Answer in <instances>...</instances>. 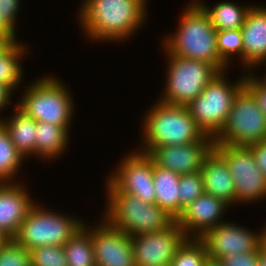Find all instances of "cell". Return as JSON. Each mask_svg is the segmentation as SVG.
I'll use <instances>...</instances> for the list:
<instances>
[{
    "label": "cell",
    "instance_id": "7a4b0ae2",
    "mask_svg": "<svg viewBox=\"0 0 266 266\" xmlns=\"http://www.w3.org/2000/svg\"><path fill=\"white\" fill-rule=\"evenodd\" d=\"M183 9L175 33H168L160 44L171 55L205 61L219 72L228 71L229 66L218 53L217 30L211 24L209 15L195 0Z\"/></svg>",
    "mask_w": 266,
    "mask_h": 266
},
{
    "label": "cell",
    "instance_id": "5b68a950",
    "mask_svg": "<svg viewBox=\"0 0 266 266\" xmlns=\"http://www.w3.org/2000/svg\"><path fill=\"white\" fill-rule=\"evenodd\" d=\"M106 210L103 217L116 229L137 236L159 232L176 219L156 203L149 204L124 192H105Z\"/></svg>",
    "mask_w": 266,
    "mask_h": 266
},
{
    "label": "cell",
    "instance_id": "8d00e7d4",
    "mask_svg": "<svg viewBox=\"0 0 266 266\" xmlns=\"http://www.w3.org/2000/svg\"><path fill=\"white\" fill-rule=\"evenodd\" d=\"M12 92L13 91L9 89L8 87L0 85V112L3 113V111L7 109L9 104H11L10 102H13L12 96L14 95V93ZM0 120H1V117H0Z\"/></svg>",
    "mask_w": 266,
    "mask_h": 266
},
{
    "label": "cell",
    "instance_id": "1f68e13d",
    "mask_svg": "<svg viewBox=\"0 0 266 266\" xmlns=\"http://www.w3.org/2000/svg\"><path fill=\"white\" fill-rule=\"evenodd\" d=\"M244 88L252 95L259 109L266 116V81L258 74L244 73Z\"/></svg>",
    "mask_w": 266,
    "mask_h": 266
},
{
    "label": "cell",
    "instance_id": "30bf717a",
    "mask_svg": "<svg viewBox=\"0 0 266 266\" xmlns=\"http://www.w3.org/2000/svg\"><path fill=\"white\" fill-rule=\"evenodd\" d=\"M234 178L236 204L257 203L266 199V177L257 166L249 146L214 144Z\"/></svg>",
    "mask_w": 266,
    "mask_h": 266
},
{
    "label": "cell",
    "instance_id": "7c38bea8",
    "mask_svg": "<svg viewBox=\"0 0 266 266\" xmlns=\"http://www.w3.org/2000/svg\"><path fill=\"white\" fill-rule=\"evenodd\" d=\"M187 238L176 221L162 231L131 236L135 266H170Z\"/></svg>",
    "mask_w": 266,
    "mask_h": 266
},
{
    "label": "cell",
    "instance_id": "e575fe53",
    "mask_svg": "<svg viewBox=\"0 0 266 266\" xmlns=\"http://www.w3.org/2000/svg\"><path fill=\"white\" fill-rule=\"evenodd\" d=\"M257 166L266 177V140L249 145Z\"/></svg>",
    "mask_w": 266,
    "mask_h": 266
},
{
    "label": "cell",
    "instance_id": "74e56055",
    "mask_svg": "<svg viewBox=\"0 0 266 266\" xmlns=\"http://www.w3.org/2000/svg\"><path fill=\"white\" fill-rule=\"evenodd\" d=\"M259 266H266V247L263 244L259 248Z\"/></svg>",
    "mask_w": 266,
    "mask_h": 266
},
{
    "label": "cell",
    "instance_id": "cb8c5ba5",
    "mask_svg": "<svg viewBox=\"0 0 266 266\" xmlns=\"http://www.w3.org/2000/svg\"><path fill=\"white\" fill-rule=\"evenodd\" d=\"M209 15L211 24L216 30L241 29L245 22L246 15L252 4L239 5L234 1H220L209 7L200 0H195Z\"/></svg>",
    "mask_w": 266,
    "mask_h": 266
},
{
    "label": "cell",
    "instance_id": "d590c367",
    "mask_svg": "<svg viewBox=\"0 0 266 266\" xmlns=\"http://www.w3.org/2000/svg\"><path fill=\"white\" fill-rule=\"evenodd\" d=\"M17 30H14L3 18L0 12V36H2L7 42H14L18 38Z\"/></svg>",
    "mask_w": 266,
    "mask_h": 266
},
{
    "label": "cell",
    "instance_id": "f35d334b",
    "mask_svg": "<svg viewBox=\"0 0 266 266\" xmlns=\"http://www.w3.org/2000/svg\"><path fill=\"white\" fill-rule=\"evenodd\" d=\"M204 266H222V264L217 260L208 259Z\"/></svg>",
    "mask_w": 266,
    "mask_h": 266
},
{
    "label": "cell",
    "instance_id": "3957f363",
    "mask_svg": "<svg viewBox=\"0 0 266 266\" xmlns=\"http://www.w3.org/2000/svg\"><path fill=\"white\" fill-rule=\"evenodd\" d=\"M156 100L141 119V147L138 151L149 154L160 146L184 145L201 141L206 136L186 106Z\"/></svg>",
    "mask_w": 266,
    "mask_h": 266
},
{
    "label": "cell",
    "instance_id": "8992f818",
    "mask_svg": "<svg viewBox=\"0 0 266 266\" xmlns=\"http://www.w3.org/2000/svg\"><path fill=\"white\" fill-rule=\"evenodd\" d=\"M39 204L32 206L12 238L29 251L42 246H64L85 223L79 216H69Z\"/></svg>",
    "mask_w": 266,
    "mask_h": 266
},
{
    "label": "cell",
    "instance_id": "9a60e30c",
    "mask_svg": "<svg viewBox=\"0 0 266 266\" xmlns=\"http://www.w3.org/2000/svg\"><path fill=\"white\" fill-rule=\"evenodd\" d=\"M213 148L214 138L206 135L201 141L154 148L148 155L157 166L184 175L200 172Z\"/></svg>",
    "mask_w": 266,
    "mask_h": 266
},
{
    "label": "cell",
    "instance_id": "44dd1931",
    "mask_svg": "<svg viewBox=\"0 0 266 266\" xmlns=\"http://www.w3.org/2000/svg\"><path fill=\"white\" fill-rule=\"evenodd\" d=\"M14 109L12 113H9V117H2L0 122L8 130L16 149L27 160L29 156H35L37 122L19 109L16 104Z\"/></svg>",
    "mask_w": 266,
    "mask_h": 266
},
{
    "label": "cell",
    "instance_id": "484cf974",
    "mask_svg": "<svg viewBox=\"0 0 266 266\" xmlns=\"http://www.w3.org/2000/svg\"><path fill=\"white\" fill-rule=\"evenodd\" d=\"M24 159L12 143L8 130L0 122V181L15 182Z\"/></svg>",
    "mask_w": 266,
    "mask_h": 266
},
{
    "label": "cell",
    "instance_id": "83f0119b",
    "mask_svg": "<svg viewBox=\"0 0 266 266\" xmlns=\"http://www.w3.org/2000/svg\"><path fill=\"white\" fill-rule=\"evenodd\" d=\"M209 256L199 238H187L178 248L170 266H204Z\"/></svg>",
    "mask_w": 266,
    "mask_h": 266
},
{
    "label": "cell",
    "instance_id": "52a82bcc",
    "mask_svg": "<svg viewBox=\"0 0 266 266\" xmlns=\"http://www.w3.org/2000/svg\"><path fill=\"white\" fill-rule=\"evenodd\" d=\"M227 71L219 72L207 84L202 93L186 107L198 127L215 138L224 127L233 101L244 87V73L235 82L227 78Z\"/></svg>",
    "mask_w": 266,
    "mask_h": 266
},
{
    "label": "cell",
    "instance_id": "f546056e",
    "mask_svg": "<svg viewBox=\"0 0 266 266\" xmlns=\"http://www.w3.org/2000/svg\"><path fill=\"white\" fill-rule=\"evenodd\" d=\"M31 266H68L63 246H42L30 251Z\"/></svg>",
    "mask_w": 266,
    "mask_h": 266
},
{
    "label": "cell",
    "instance_id": "4dcf8cb0",
    "mask_svg": "<svg viewBox=\"0 0 266 266\" xmlns=\"http://www.w3.org/2000/svg\"><path fill=\"white\" fill-rule=\"evenodd\" d=\"M0 266H31L30 251L9 239L0 247Z\"/></svg>",
    "mask_w": 266,
    "mask_h": 266
},
{
    "label": "cell",
    "instance_id": "ac0fdd59",
    "mask_svg": "<svg viewBox=\"0 0 266 266\" xmlns=\"http://www.w3.org/2000/svg\"><path fill=\"white\" fill-rule=\"evenodd\" d=\"M23 183L4 182L0 184V231L12 239L32 206V199Z\"/></svg>",
    "mask_w": 266,
    "mask_h": 266
},
{
    "label": "cell",
    "instance_id": "6da1fadb",
    "mask_svg": "<svg viewBox=\"0 0 266 266\" xmlns=\"http://www.w3.org/2000/svg\"><path fill=\"white\" fill-rule=\"evenodd\" d=\"M81 3L77 13L79 28L86 38L103 44L130 40L146 24L149 13L148 0H83Z\"/></svg>",
    "mask_w": 266,
    "mask_h": 266
},
{
    "label": "cell",
    "instance_id": "4316f807",
    "mask_svg": "<svg viewBox=\"0 0 266 266\" xmlns=\"http://www.w3.org/2000/svg\"><path fill=\"white\" fill-rule=\"evenodd\" d=\"M217 49L220 58L232 67L234 57L241 60L239 63L243 66V42L240 29L217 30ZM238 55V56H237ZM233 56V58H232ZM232 60V61H231Z\"/></svg>",
    "mask_w": 266,
    "mask_h": 266
},
{
    "label": "cell",
    "instance_id": "60d3db41",
    "mask_svg": "<svg viewBox=\"0 0 266 266\" xmlns=\"http://www.w3.org/2000/svg\"><path fill=\"white\" fill-rule=\"evenodd\" d=\"M262 239L263 245L266 247V224L264 228L262 227Z\"/></svg>",
    "mask_w": 266,
    "mask_h": 266
},
{
    "label": "cell",
    "instance_id": "d6a6232c",
    "mask_svg": "<svg viewBox=\"0 0 266 266\" xmlns=\"http://www.w3.org/2000/svg\"><path fill=\"white\" fill-rule=\"evenodd\" d=\"M222 266H259V249L256 251L235 253L219 260Z\"/></svg>",
    "mask_w": 266,
    "mask_h": 266
},
{
    "label": "cell",
    "instance_id": "d4e9b609",
    "mask_svg": "<svg viewBox=\"0 0 266 266\" xmlns=\"http://www.w3.org/2000/svg\"><path fill=\"white\" fill-rule=\"evenodd\" d=\"M84 223L63 246L68 266H96L91 226Z\"/></svg>",
    "mask_w": 266,
    "mask_h": 266
},
{
    "label": "cell",
    "instance_id": "277c9868",
    "mask_svg": "<svg viewBox=\"0 0 266 266\" xmlns=\"http://www.w3.org/2000/svg\"><path fill=\"white\" fill-rule=\"evenodd\" d=\"M67 87L57 76L49 73L24 86L16 106L36 122L71 127L76 109L71 90Z\"/></svg>",
    "mask_w": 266,
    "mask_h": 266
},
{
    "label": "cell",
    "instance_id": "ffe728a7",
    "mask_svg": "<svg viewBox=\"0 0 266 266\" xmlns=\"http://www.w3.org/2000/svg\"><path fill=\"white\" fill-rule=\"evenodd\" d=\"M71 127H62L49 122H37L35 139V158L55 161L68 149Z\"/></svg>",
    "mask_w": 266,
    "mask_h": 266
},
{
    "label": "cell",
    "instance_id": "e0dca14e",
    "mask_svg": "<svg viewBox=\"0 0 266 266\" xmlns=\"http://www.w3.org/2000/svg\"><path fill=\"white\" fill-rule=\"evenodd\" d=\"M240 30L243 42L242 72H254V68L266 63V6L253 4Z\"/></svg>",
    "mask_w": 266,
    "mask_h": 266
},
{
    "label": "cell",
    "instance_id": "2e32d148",
    "mask_svg": "<svg viewBox=\"0 0 266 266\" xmlns=\"http://www.w3.org/2000/svg\"><path fill=\"white\" fill-rule=\"evenodd\" d=\"M228 208L231 207L227 203L204 192L183 209L176 222L188 238H200L207 230L227 220L222 219Z\"/></svg>",
    "mask_w": 266,
    "mask_h": 266
},
{
    "label": "cell",
    "instance_id": "8fae6325",
    "mask_svg": "<svg viewBox=\"0 0 266 266\" xmlns=\"http://www.w3.org/2000/svg\"><path fill=\"white\" fill-rule=\"evenodd\" d=\"M118 162L114 172L106 178V192H124L142 201L155 203V187L153 183V160L145 153L137 150L125 153Z\"/></svg>",
    "mask_w": 266,
    "mask_h": 266
},
{
    "label": "cell",
    "instance_id": "9c48e42d",
    "mask_svg": "<svg viewBox=\"0 0 266 266\" xmlns=\"http://www.w3.org/2000/svg\"><path fill=\"white\" fill-rule=\"evenodd\" d=\"M266 140V116L243 87L236 95L227 121L214 144L249 146Z\"/></svg>",
    "mask_w": 266,
    "mask_h": 266
},
{
    "label": "cell",
    "instance_id": "ab89813d",
    "mask_svg": "<svg viewBox=\"0 0 266 266\" xmlns=\"http://www.w3.org/2000/svg\"><path fill=\"white\" fill-rule=\"evenodd\" d=\"M8 240L9 238L0 231V247H2Z\"/></svg>",
    "mask_w": 266,
    "mask_h": 266
},
{
    "label": "cell",
    "instance_id": "b9f144b4",
    "mask_svg": "<svg viewBox=\"0 0 266 266\" xmlns=\"http://www.w3.org/2000/svg\"><path fill=\"white\" fill-rule=\"evenodd\" d=\"M8 42L2 37L0 36V49L5 46Z\"/></svg>",
    "mask_w": 266,
    "mask_h": 266
},
{
    "label": "cell",
    "instance_id": "603a6c76",
    "mask_svg": "<svg viewBox=\"0 0 266 266\" xmlns=\"http://www.w3.org/2000/svg\"><path fill=\"white\" fill-rule=\"evenodd\" d=\"M179 174L157 166L153 161L155 203L175 219L179 216Z\"/></svg>",
    "mask_w": 266,
    "mask_h": 266
},
{
    "label": "cell",
    "instance_id": "d6986e66",
    "mask_svg": "<svg viewBox=\"0 0 266 266\" xmlns=\"http://www.w3.org/2000/svg\"><path fill=\"white\" fill-rule=\"evenodd\" d=\"M204 191L227 203L230 207L236 204V191L225 159L213 148L203 161L200 170Z\"/></svg>",
    "mask_w": 266,
    "mask_h": 266
},
{
    "label": "cell",
    "instance_id": "836d02e7",
    "mask_svg": "<svg viewBox=\"0 0 266 266\" xmlns=\"http://www.w3.org/2000/svg\"><path fill=\"white\" fill-rule=\"evenodd\" d=\"M21 0H0V12L5 21L14 29H17L18 13ZM16 27V28H15Z\"/></svg>",
    "mask_w": 266,
    "mask_h": 266
},
{
    "label": "cell",
    "instance_id": "5bb4252c",
    "mask_svg": "<svg viewBox=\"0 0 266 266\" xmlns=\"http://www.w3.org/2000/svg\"><path fill=\"white\" fill-rule=\"evenodd\" d=\"M100 218L91 226L96 266H135L131 236Z\"/></svg>",
    "mask_w": 266,
    "mask_h": 266
},
{
    "label": "cell",
    "instance_id": "7402d4cb",
    "mask_svg": "<svg viewBox=\"0 0 266 266\" xmlns=\"http://www.w3.org/2000/svg\"><path fill=\"white\" fill-rule=\"evenodd\" d=\"M21 41L8 42L0 49V85L6 86L14 92L22 84L23 68L21 67L23 57L28 56L27 45ZM17 88V89H16Z\"/></svg>",
    "mask_w": 266,
    "mask_h": 266
},
{
    "label": "cell",
    "instance_id": "7bdbcfd3",
    "mask_svg": "<svg viewBox=\"0 0 266 266\" xmlns=\"http://www.w3.org/2000/svg\"><path fill=\"white\" fill-rule=\"evenodd\" d=\"M265 65H266V63H265ZM262 78L266 81V73H265L264 77H262Z\"/></svg>",
    "mask_w": 266,
    "mask_h": 266
},
{
    "label": "cell",
    "instance_id": "4fadbf2b",
    "mask_svg": "<svg viewBox=\"0 0 266 266\" xmlns=\"http://www.w3.org/2000/svg\"><path fill=\"white\" fill-rule=\"evenodd\" d=\"M236 222H222L207 230L199 239L205 244L209 259L219 261L235 253L256 251L263 244L262 229H252Z\"/></svg>",
    "mask_w": 266,
    "mask_h": 266
},
{
    "label": "cell",
    "instance_id": "f1b7e54d",
    "mask_svg": "<svg viewBox=\"0 0 266 266\" xmlns=\"http://www.w3.org/2000/svg\"><path fill=\"white\" fill-rule=\"evenodd\" d=\"M178 190L180 215L183 209L205 192L201 173L195 172L181 175Z\"/></svg>",
    "mask_w": 266,
    "mask_h": 266
},
{
    "label": "cell",
    "instance_id": "ba28073f",
    "mask_svg": "<svg viewBox=\"0 0 266 266\" xmlns=\"http://www.w3.org/2000/svg\"><path fill=\"white\" fill-rule=\"evenodd\" d=\"M161 47L167 57V74L164 90L158 98L164 103L187 106L219 71L205 61L171 55Z\"/></svg>",
    "mask_w": 266,
    "mask_h": 266
}]
</instances>
